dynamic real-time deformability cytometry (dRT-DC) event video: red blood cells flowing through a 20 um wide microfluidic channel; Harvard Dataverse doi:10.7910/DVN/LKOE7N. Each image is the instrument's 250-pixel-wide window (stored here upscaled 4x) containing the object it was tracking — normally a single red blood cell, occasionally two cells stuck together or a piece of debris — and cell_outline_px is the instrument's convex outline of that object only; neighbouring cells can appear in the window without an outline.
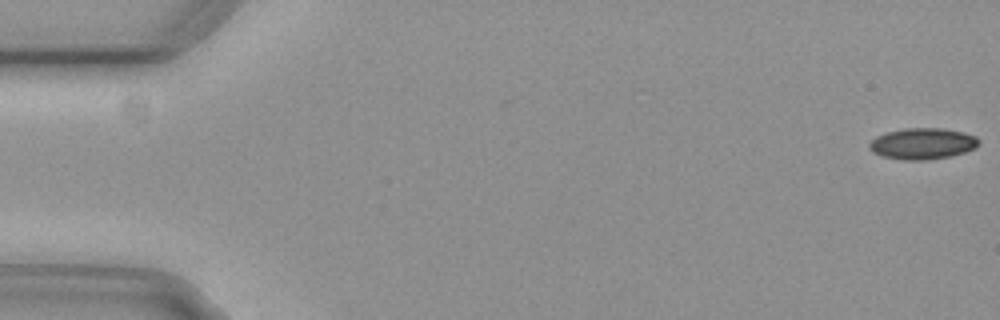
{"species": "common noctule bat (a hibernating species)", "species_latin": "Nyctalus noctula", "temperature_condition": "cold", "stored_images_in_passage": 15, "camera_frame_rate_fps": 3000, "um_per_image_px": 0.085, "animal": {"sex": "female", "body_mass_g": 29.2, "forearm_length_mm": 56.3}, "frame": {"image": 1, "passage_image": 1, "time_ms": 0.0, "image_size_px": [1000, 320], "cell_outline_px": [[980, 144], [976, 148], [952, 156], [928, 160], [904, 160], [884, 156], [872, 152], [868, 148], [868, 144], [876, 136], [888, 132], [904, 128], [940, 128], [964, 132], [976, 136], [980, 140]], "centroid_in_image_um": [78.44, 12.21], "position_along_channel_um": 6.6, "area_um2": 20.06}}
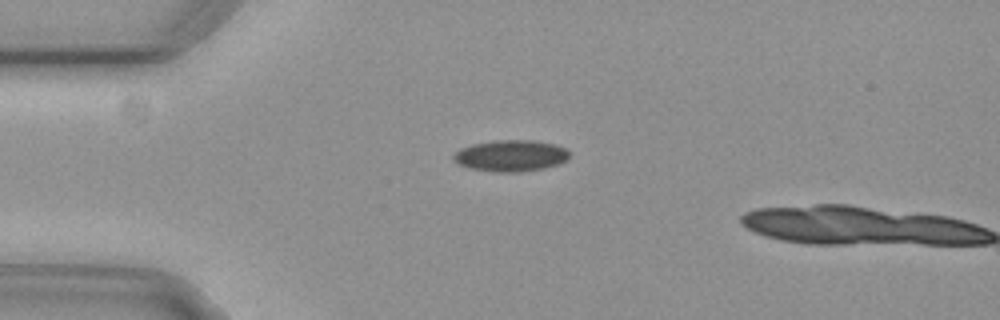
{"frame": {"image": 2, "passage_image": 14, "time_ms": 4.333, "image_size_px": [1000, 320], "cell_outline_px": [[568, 160], [560, 164], [544, 168], [520, 172], [496, 172], [468, 168], [452, 160], [452, 156], [460, 148], [472, 144], [496, 140], [532, 140], [552, 144], [564, 148], [568, 152]], "centroid_in_image_um": [43.39, 13.24], "position_along_channel_um": 41.6, "area_um2": 21.21}}